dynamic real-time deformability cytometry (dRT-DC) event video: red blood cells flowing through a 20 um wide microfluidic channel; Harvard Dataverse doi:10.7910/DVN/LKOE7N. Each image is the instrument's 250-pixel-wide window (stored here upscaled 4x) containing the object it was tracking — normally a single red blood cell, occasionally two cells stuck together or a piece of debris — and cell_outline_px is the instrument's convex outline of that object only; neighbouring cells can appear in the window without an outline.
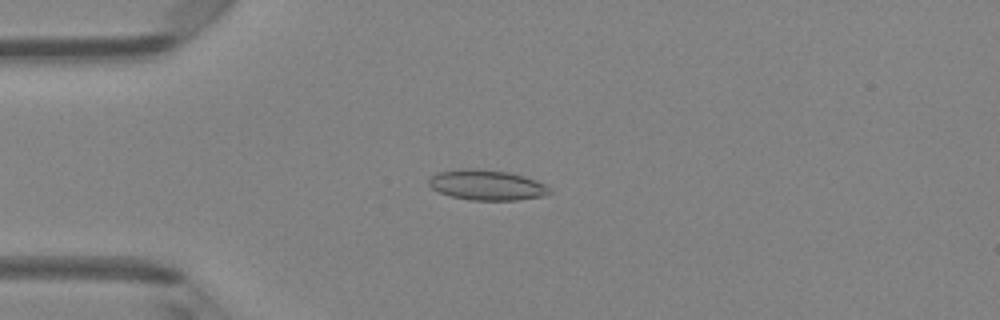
{"species": "Egyptian fruit bat (a non-hibernating species)", "species_latin": "Rousettus aegyptiacus", "temperature_condition": "room temperature", "stored_images_in_passage": 44, "camera_frame_rate_fps": 3000, "um_per_image_px": 0.085, "animal": {"sex": "female"}, "frame": {"image": 1, "passage_image": 8, "time_ms": 2.333, "image_size_px": [1000, 320], "cell_outline_px": [[552, 192], [544, 196], [516, 200], [472, 200], [452, 196], [440, 192], [432, 188], [428, 184], [428, 180], [436, 172], [460, 168], [480, 168], [508, 172], [524, 176], [544, 184], [552, 188]], "centroid_in_image_um": [41.38, 15.71], "position_along_channel_um": 43.6, "area_um2": 21.44}}
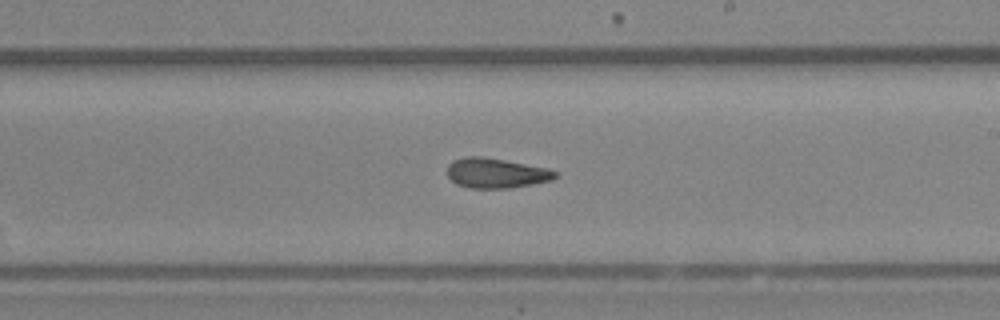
{"frame": {"image": 2, "passage_image": 24, "time_ms": 7.667, "image_size_px": [1000, 320], "cell_outline_px": [[560, 176], [552, 180], [512, 188], [468, 188], [456, 184], [448, 176], [448, 164], [452, 160], [464, 156], [484, 156], [548, 168], [560, 172]], "centroid_in_image_um": [42.2, 14.71], "position_along_channel_um": 246.8, "area_um2": 19.19}}
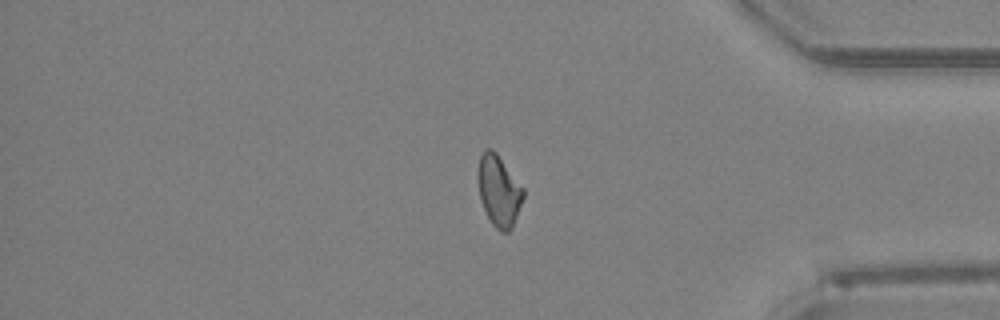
{"frame": {"image": 3, "passage_image": 36, "time_ms": 11.667, "image_size_px": [1000, 320], "cell_outline_px": [[524, 196], [512, 228], [508, 232], [500, 232], [492, 224], [480, 200], [480, 156], [484, 148], [492, 148], [496, 152], [524, 188]], "centroid_in_image_um": [42.44, 16.23], "position_along_channel_um": 392.8, "area_um2": 18.32}, "authors_computed_cell_mechanics": {"area_um2": 19.1896, "velocity_mm_per_s": 4.2233, "shape_relaxation_time_tau1_ms": 5.5375, "shape_relaxation_time_tau2_ms": 1.9569, "deformation_change_tau1": 0.1633, "deformation_change_tau2": 0.1007}}